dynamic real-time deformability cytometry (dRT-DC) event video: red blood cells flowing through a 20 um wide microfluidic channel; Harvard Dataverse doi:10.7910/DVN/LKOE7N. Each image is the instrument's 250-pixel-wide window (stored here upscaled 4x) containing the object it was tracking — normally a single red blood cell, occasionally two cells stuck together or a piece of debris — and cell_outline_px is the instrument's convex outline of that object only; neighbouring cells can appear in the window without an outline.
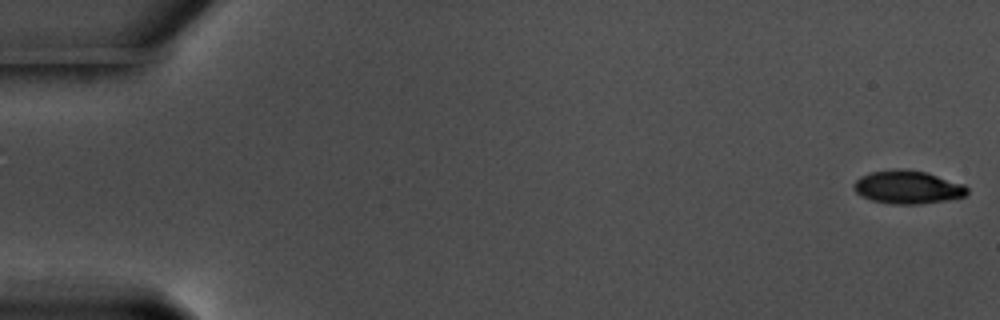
{"species": "common noctule bat (a hibernating species)", "species_latin": "Nyctalus noctula", "temperature_condition": "warm", "stored_images_in_passage": 57, "camera_frame_rate_fps": 3000, "um_per_image_px": 0.085, "animal": {"sex": "male", "body_mass_g": 17.5, "forearm_length_mm": 52.3}, "frame": {"image": 1, "passage_image": 1, "time_ms": 0.0, "image_size_px": [1000, 320], "cell_outline_px": [[968, 192], [964, 196], [944, 200], [920, 204], [892, 204], [872, 200], [860, 196], [852, 188], [852, 184], [860, 176], [872, 172], [900, 168], [928, 172], [964, 184], [968, 188]], "centroid_in_image_um": [77.13, 15.9], "position_along_channel_um": 7.9, "area_um2": 22.02}}
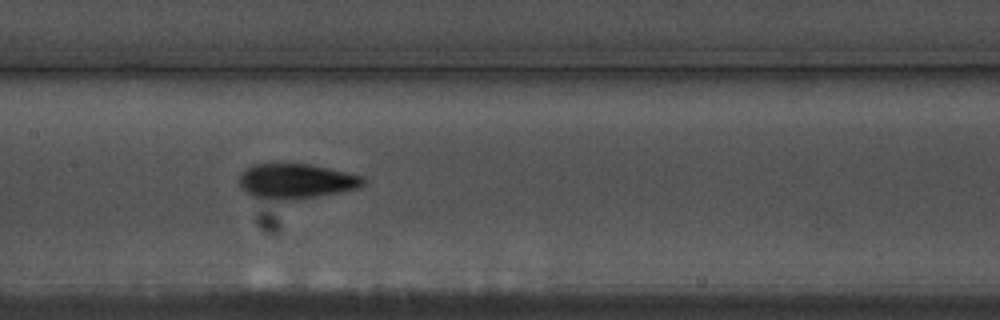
{"frame": {"image": 2, "passage_image": 29, "time_ms": 9.333, "image_size_px": [1000, 320], "cell_outline_px": [[364, 184], [356, 188], [340, 192], [292, 200], [276, 200], [252, 196], [244, 192], [240, 188], [236, 180], [240, 172], [252, 164], [308, 164], [328, 168], [364, 176]], "centroid_in_image_um": [25.07, 15.4], "position_along_channel_um": 182.3, "area_um2": 25.43}}
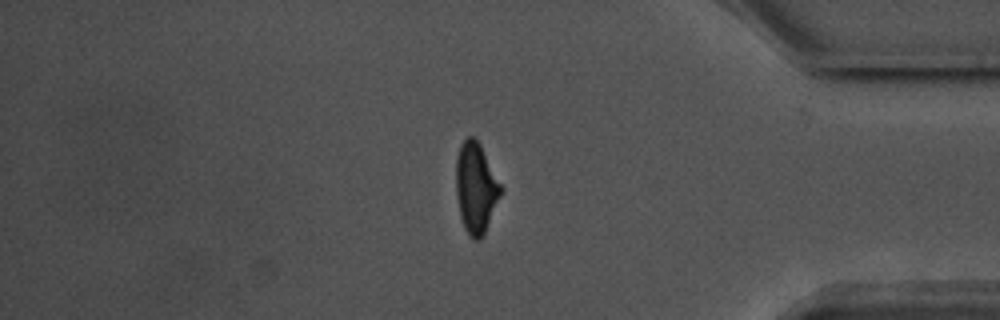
{"frame": {"image": 3, "passage_image": 49, "time_ms": 16.0, "image_size_px": [1000, 320], "cell_outline_px": [[504, 188], [484, 232], [480, 240], [472, 240], [468, 236], [464, 228], [460, 216], [456, 196], [456, 156], [460, 144], [468, 136], [472, 136], [480, 144]], "centroid_in_image_um": [40.44, 15.96], "position_along_channel_um": 394.8, "area_um2": 23.76}}